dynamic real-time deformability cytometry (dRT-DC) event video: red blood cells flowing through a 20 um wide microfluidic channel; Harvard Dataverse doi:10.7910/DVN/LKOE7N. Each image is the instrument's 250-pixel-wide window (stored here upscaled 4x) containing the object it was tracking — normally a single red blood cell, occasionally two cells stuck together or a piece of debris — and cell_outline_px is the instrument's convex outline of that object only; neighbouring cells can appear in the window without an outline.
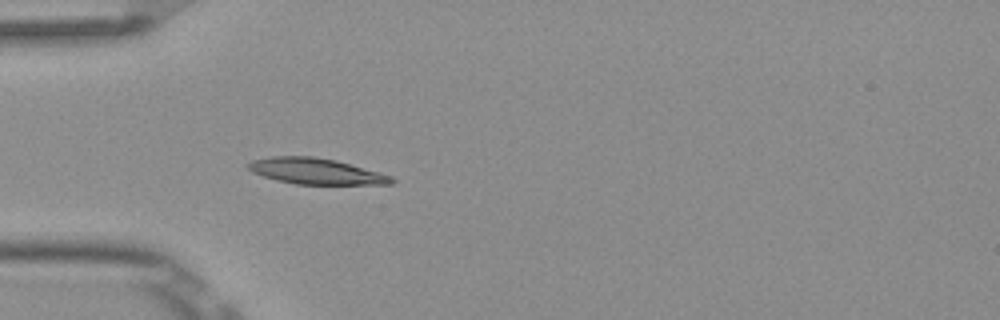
{"species": "Egyptian fruit bat (a non-hibernating species)", "species_latin": "Rousettus aegyptiacus", "temperature_condition": "room temperature", "stored_images_in_passage": 4, "camera_frame_rate_fps": 3000, "um_per_image_px": 0.085, "frame": {"image": 1, "passage_image": 4, "time_ms": 1.0, "image_size_px": [1000, 320], "cell_outline_px": [[396, 180], [392, 184], [296, 184], [276, 180], [252, 172], [244, 164], [252, 160], [272, 156], [312, 156], [336, 160], [380, 172], [392, 176]], "centroid_in_image_um": [26.84, 14.55], "position_along_channel_um": 58.2, "area_um2": 21.73}}